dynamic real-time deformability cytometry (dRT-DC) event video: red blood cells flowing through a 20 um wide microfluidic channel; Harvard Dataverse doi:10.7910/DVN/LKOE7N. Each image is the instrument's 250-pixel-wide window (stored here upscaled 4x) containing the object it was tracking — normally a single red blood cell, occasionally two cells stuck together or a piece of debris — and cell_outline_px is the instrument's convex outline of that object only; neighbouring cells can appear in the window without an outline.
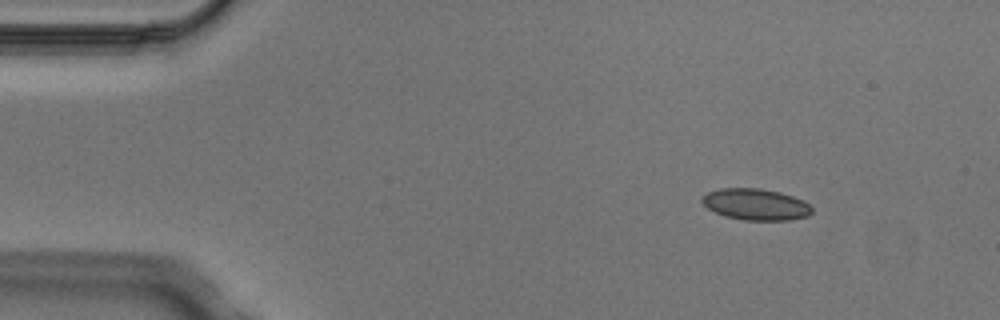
{"species": "Egyptian fruit bat (a non-hibernating species)", "species_latin": "Rousettus aegyptiacus", "temperature_condition": "cold", "stored_images_in_passage": 3, "camera_frame_rate_fps": 3000, "um_per_image_px": 0.085, "animal": {"sex": "male"}, "frame": {"image": 1, "passage_image": 1, "time_ms": 0.0, "image_size_px": [1000, 320], "cell_outline_px": [[812, 212], [808, 216], [788, 220], [744, 220], [724, 216], [708, 208], [700, 200], [708, 192], [720, 188], [760, 188], [780, 192], [804, 200], [812, 208]], "centroid_in_image_um": [64.25, 17.37], "position_along_channel_um": 20.8, "area_um2": 20.06}}
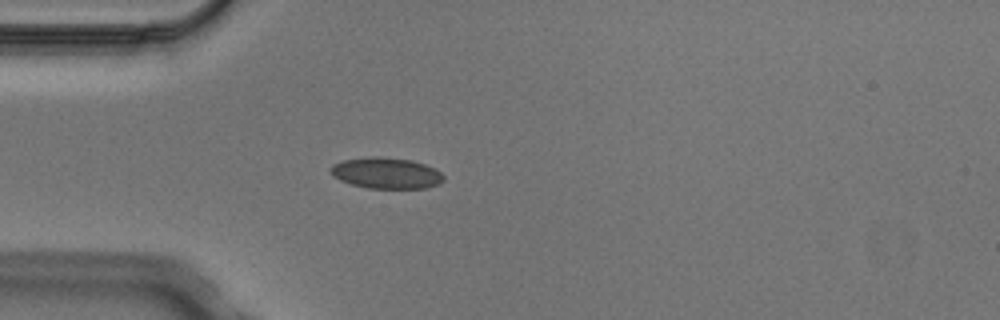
{"frame": {"image": 2, "passage_image": 3, "time_ms": 0.667, "image_size_px": [1000, 320], "cell_outline_px": [[444, 180], [440, 184], [424, 188], [368, 188], [352, 184], [340, 180], [332, 176], [328, 172], [332, 164], [344, 160], [372, 156], [376, 156], [412, 160], [424, 164], [440, 172], [444, 176]], "centroid_in_image_um": [32.8, 14.71], "position_along_channel_um": 52.2, "area_um2": 20.46}}